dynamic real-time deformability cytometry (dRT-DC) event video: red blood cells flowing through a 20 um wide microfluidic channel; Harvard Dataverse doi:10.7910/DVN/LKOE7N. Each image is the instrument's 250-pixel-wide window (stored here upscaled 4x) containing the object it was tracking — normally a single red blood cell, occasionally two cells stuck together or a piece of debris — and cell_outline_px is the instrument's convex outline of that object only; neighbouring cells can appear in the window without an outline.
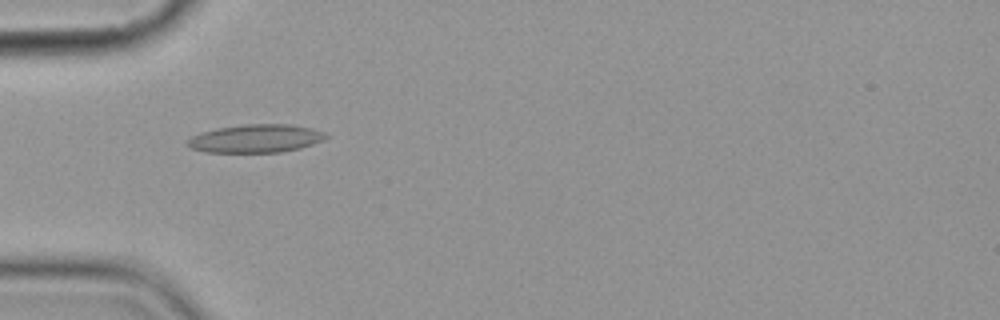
{"species": "common noctule bat (a hibernating species)", "species_latin": "Nyctalus noctula", "temperature_condition": "cold", "stored_images_in_passage": 6, "camera_frame_rate_fps": 3000, "um_per_image_px": 0.085, "animal": {"sex": "female", "body_mass_g": 19.9}, "frame": {"image": 1, "passage_image": 5, "time_ms": 4.667, "image_size_px": [1000, 320], "cell_outline_px": [[328, 136], [324, 140], [300, 148], [280, 152], [204, 152], [192, 148], [184, 144], [192, 136], [200, 132], [216, 128], [244, 124], [292, 124], [312, 128], [324, 132]], "centroid_in_image_um": [21.73, 11.76], "position_along_channel_um": 63.3, "area_um2": 22.83}}
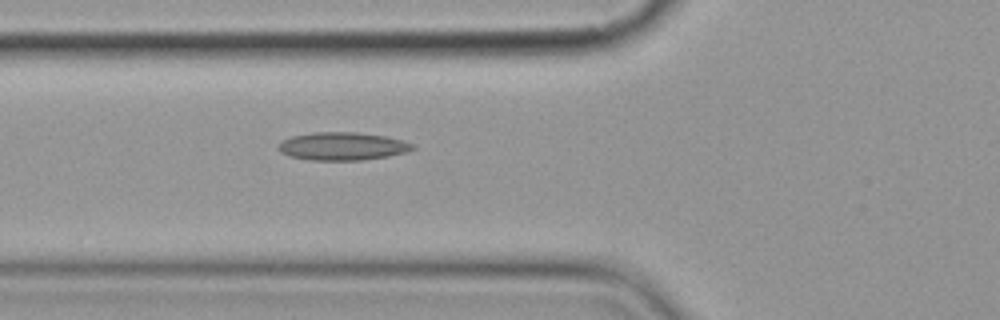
{"frame": {"image": 2, "passage_image": 6, "time_ms": 5.667, "image_size_px": [1000, 320], "cell_outline_px": [[416, 148], [408, 152], [388, 156], [360, 160], [308, 160], [288, 156], [280, 152], [276, 144], [280, 140], [292, 136], [312, 132], [356, 132], [388, 136], [416, 144]], "centroid_in_image_um": [29.1, 12.42], "position_along_channel_um": 96.7, "area_um2": 22.31}}